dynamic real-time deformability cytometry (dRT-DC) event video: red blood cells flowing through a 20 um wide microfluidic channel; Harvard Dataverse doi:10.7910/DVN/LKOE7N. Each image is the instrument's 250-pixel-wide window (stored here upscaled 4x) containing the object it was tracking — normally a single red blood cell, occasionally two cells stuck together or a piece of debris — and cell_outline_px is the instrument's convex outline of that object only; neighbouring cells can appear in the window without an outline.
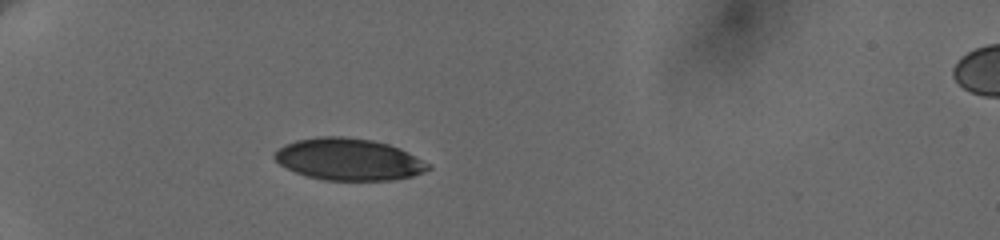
{"species": "human", "species_latin": "Homo sapiens", "temperature_condition": "cold", "stored_images_in_passage": 4, "camera_frame_rate_fps": 3000, "um_per_image_px": 0.085, "donor": {"sex": "female"}, "frame": {"image": 1, "passage_image": 2, "time_ms": 0.667, "image_size_px": [1000, 240], "cell_outline_px": [[432, 168], [424, 172], [412, 176], [392, 180], [324, 180], [308, 176], [296, 172], [280, 164], [272, 156], [284, 144], [296, 140], [320, 136], [344, 136], [372, 140], [388, 144], [400, 148], [432, 164]], "centroid_in_image_um": [29.68, 13.54], "position_along_channel_um": 55.3, "area_um2": 37.51}}
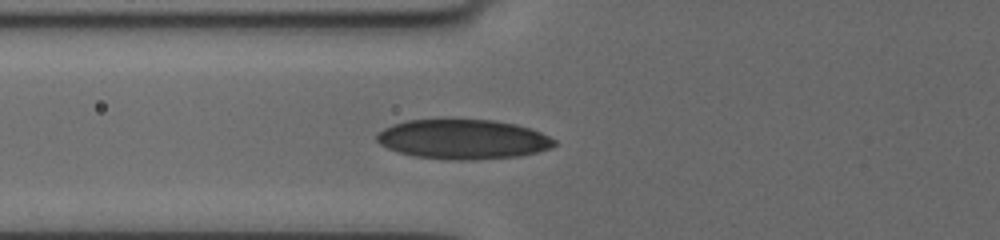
{"frame": {"image": 2, "passage_image": 4, "time_ms": 2.333, "image_size_px": [1000, 240], "cell_outline_px": [[556, 144], [552, 148], [520, 156], [468, 160], [452, 160], [416, 156], [400, 152], [388, 148], [380, 144], [376, 140], [376, 136], [384, 128], [392, 124], [408, 120], [444, 116], [492, 120], [516, 124], [540, 132], [556, 140]], "centroid_in_image_um": [39.33, 11.79], "position_along_channel_um": 86.5, "area_um2": 41.96}}